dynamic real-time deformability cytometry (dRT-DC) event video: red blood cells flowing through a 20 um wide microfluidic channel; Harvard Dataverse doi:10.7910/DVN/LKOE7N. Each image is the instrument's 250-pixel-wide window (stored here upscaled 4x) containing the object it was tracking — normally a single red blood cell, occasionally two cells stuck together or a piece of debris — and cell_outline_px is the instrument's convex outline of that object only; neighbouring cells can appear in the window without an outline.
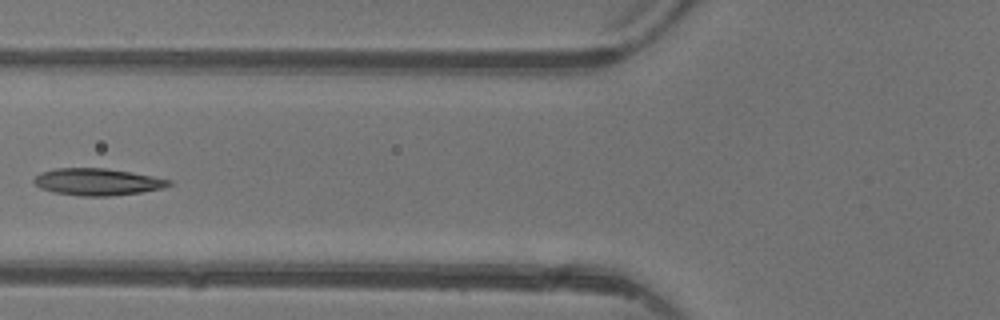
{"species": "common noctule bat (a hibernating species)", "species_latin": "Nyctalus noctula", "temperature_condition": "warm", "stored_images_in_passage": 4, "camera_frame_rate_fps": 3000, "um_per_image_px": 0.085, "animal": {"sex": "female"}, "frame": {"image": 1, "passage_image": 4, "time_ms": 3.667, "image_size_px": [1000, 320], "cell_outline_px": [[172, 184], [164, 188], [140, 192], [112, 196], [80, 196], [52, 192], [40, 188], [32, 180], [40, 172], [56, 168], [104, 168], [132, 172], [172, 180]], "centroid_in_image_um": [8.27, 15.46], "position_along_channel_um": 117.5, "area_um2": 21.27}}